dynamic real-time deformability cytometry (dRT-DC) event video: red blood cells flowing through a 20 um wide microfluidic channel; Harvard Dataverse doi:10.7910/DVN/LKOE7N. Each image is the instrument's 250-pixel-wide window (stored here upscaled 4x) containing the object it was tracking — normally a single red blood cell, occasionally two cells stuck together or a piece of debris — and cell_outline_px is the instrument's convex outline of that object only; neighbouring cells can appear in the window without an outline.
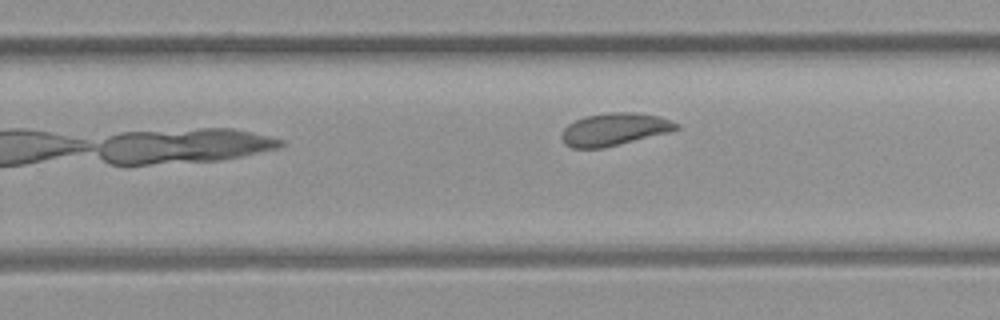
{"species": "common noctule bat (a hibernating species)", "species_latin": "Nyctalus noctula", "temperature_condition": "room temperature", "stored_images_in_passage": 17, "camera_frame_rate_fps": 3000, "um_per_image_px": 0.085, "animal": {"sex": "female", "body_mass_g": 21.9}, "frame": {"image": 1, "passage_image": 17, "time_ms": 5.333, "image_size_px": [1000, 320], "cell_outline_px": [[680, 128], [668, 132], [604, 148], [572, 148], [564, 144], [560, 136], [564, 128], [568, 124], [584, 116], [608, 112], [636, 112], [660, 116], [680, 124]], "centroid_in_image_um": [52.2, 10.98], "position_along_channel_um": 277.6, "area_um2": 21.85}}